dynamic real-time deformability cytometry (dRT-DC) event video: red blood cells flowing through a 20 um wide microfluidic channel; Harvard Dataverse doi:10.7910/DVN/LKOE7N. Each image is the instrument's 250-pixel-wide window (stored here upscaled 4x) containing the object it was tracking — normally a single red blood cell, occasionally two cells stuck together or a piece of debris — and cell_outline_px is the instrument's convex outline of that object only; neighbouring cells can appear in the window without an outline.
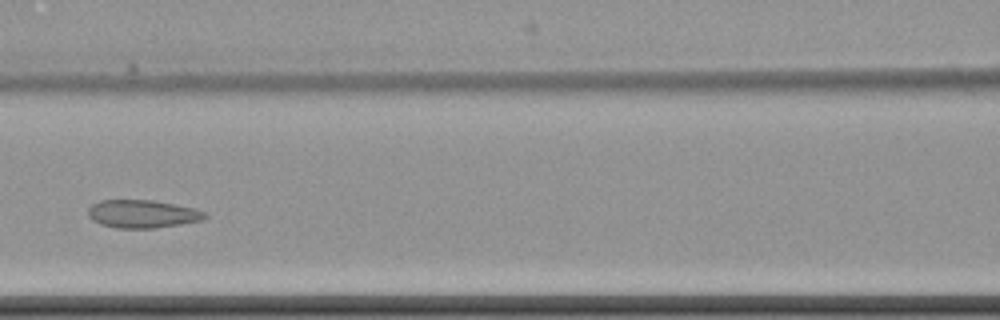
{"species": "common noctule bat (a hibernating species)", "species_latin": "Nyctalus noctula", "temperature_condition": "cold", "stored_images_in_passage": 7, "camera_frame_rate_fps": 3000, "um_per_image_px": 0.085, "animal": {"sex": "female", "body_mass_g": 22.7, "forearm_length_mm": 54.2}, "frame": {"image": 1, "passage_image": 6, "time_ms": 7.0, "image_size_px": [1000, 320], "cell_outline_px": [[208, 216], [200, 220], [180, 224], [156, 228], [116, 228], [100, 224], [92, 220], [88, 216], [88, 208], [92, 204], [100, 200], [152, 200], [176, 204], [196, 208], [208, 212]], "centroid_in_image_um": [12.12, 18.18], "position_along_channel_um": 154.5, "area_um2": 19.25}}
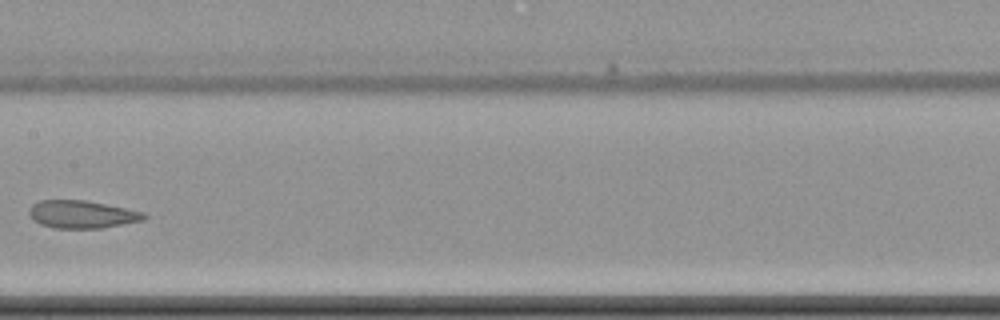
{"frame": {"image": 2, "passage_image": 7, "time_ms": 8.333, "image_size_px": [1000, 320], "cell_outline_px": [[148, 216], [144, 220], [100, 228], [52, 228], [40, 224], [32, 220], [28, 212], [32, 204], [40, 200], [88, 200], [144, 212]], "centroid_in_image_um": [6.94, 18.21], "position_along_channel_um": 200.5, "area_um2": 18.67}}